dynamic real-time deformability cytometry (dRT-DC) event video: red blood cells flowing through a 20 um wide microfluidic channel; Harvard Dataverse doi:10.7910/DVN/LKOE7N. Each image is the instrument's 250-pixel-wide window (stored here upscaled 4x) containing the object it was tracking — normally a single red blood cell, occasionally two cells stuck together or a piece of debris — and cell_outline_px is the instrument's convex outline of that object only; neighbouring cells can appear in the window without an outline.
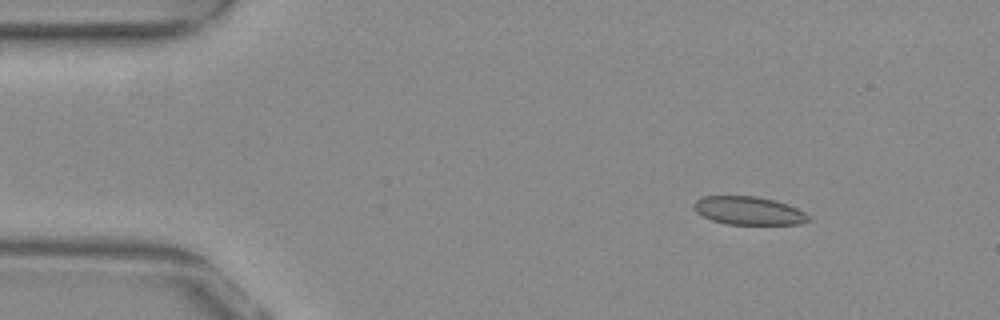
{"species": "common noctule bat (a hibernating species)", "species_latin": "Nyctalus noctula", "temperature_condition": "warm", "stored_images_in_passage": 13, "camera_frame_rate_fps": 3000, "um_per_image_px": 0.085, "animal": {"sex": "female", "body_mass_g": 29.2, "forearm_length_mm": 56.3}, "frame": {"image": 1, "passage_image": 7, "time_ms": 2.0, "image_size_px": [1000, 320], "cell_outline_px": [[812, 220], [800, 224], [728, 224], [712, 220], [696, 212], [692, 208], [692, 204], [696, 200], [704, 196], [756, 196], [776, 200], [788, 204], [804, 212]], "centroid_in_image_um": [63.63, 17.9], "position_along_channel_um": 21.4, "area_um2": 18.9}}